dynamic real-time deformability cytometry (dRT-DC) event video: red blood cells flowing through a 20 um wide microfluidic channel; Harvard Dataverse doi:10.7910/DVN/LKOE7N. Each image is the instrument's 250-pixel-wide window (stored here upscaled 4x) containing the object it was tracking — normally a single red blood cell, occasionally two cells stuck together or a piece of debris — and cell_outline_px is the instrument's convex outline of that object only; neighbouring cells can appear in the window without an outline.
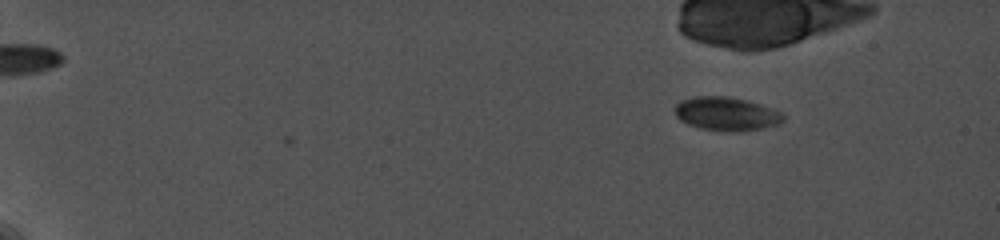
{"species": "common noctule bat (a hibernating species)", "species_latin": "Nyctalus noctula", "temperature_condition": "cold", "stored_images_in_passage": 3, "camera_frame_rate_fps": 5000, "um_per_image_px": 0.085, "animal": {"sex": "female", "body_mass_g": 19.0, "forearm_length_mm": 56.7}, "frame": {"image": 1, "passage_image": 1, "time_ms": 0.0, "image_size_px": [1000, 240], "cell_outline_px": [[784, 120], [780, 124], [740, 132], [724, 132], [700, 128], [688, 124], [680, 120], [676, 116], [676, 104], [680, 100], [696, 96], [724, 96], [748, 100], [760, 104], [780, 112], [784, 116]], "centroid_in_image_um": [61.74, 9.68], "position_along_channel_um": 23.3, "area_um2": 21.27}}